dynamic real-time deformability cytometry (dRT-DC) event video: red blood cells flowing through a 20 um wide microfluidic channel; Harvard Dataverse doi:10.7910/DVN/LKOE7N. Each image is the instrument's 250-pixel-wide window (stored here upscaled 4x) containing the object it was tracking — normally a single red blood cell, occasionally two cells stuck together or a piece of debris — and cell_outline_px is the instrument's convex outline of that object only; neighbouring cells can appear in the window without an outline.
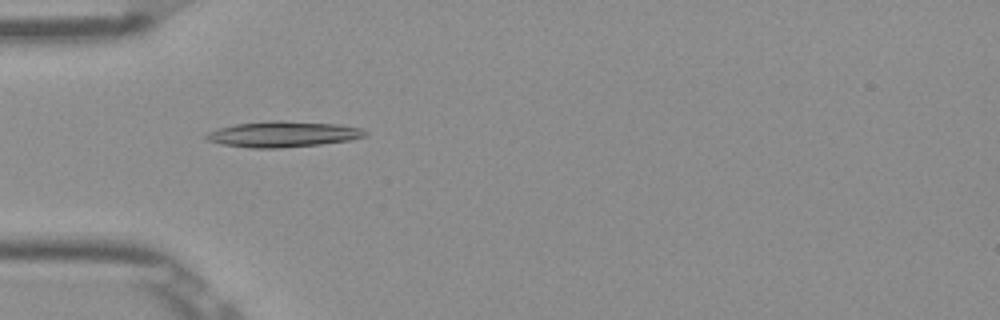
{"species": "Egyptian fruit bat (a non-hibernating species)", "species_latin": "Rousettus aegyptiacus", "temperature_condition": "room temperature", "stored_images_in_passage": 52, "camera_frame_rate_fps": 3000, "um_per_image_px": 0.085, "frame": {"image": 1, "passage_image": 16, "time_ms": 5.0, "image_size_px": [1000, 320], "cell_outline_px": [[368, 136], [352, 140], [320, 144], [280, 148], [248, 148], [220, 144], [208, 140], [204, 136], [208, 132], [216, 128], [236, 124], [272, 120], [280, 120], [336, 124], [360, 128], [368, 132]], "centroid_in_image_um": [24.05, 11.41], "position_along_channel_um": 61.0, "area_um2": 24.04}}
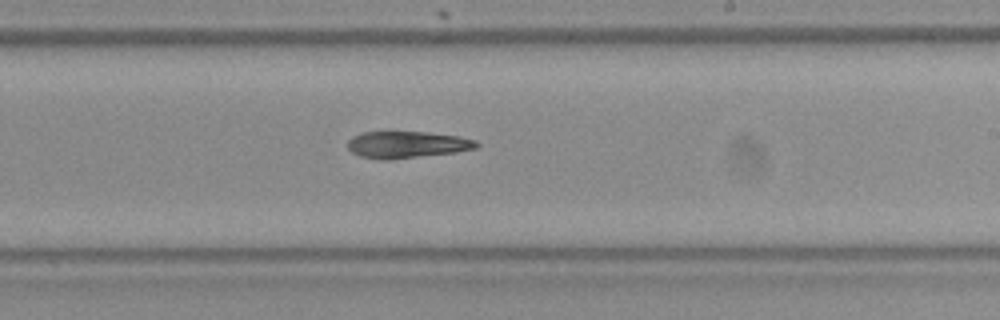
{"frame": {"image": 2, "passage_image": 31, "time_ms": 10.0, "image_size_px": [1000, 320], "cell_outline_px": [[480, 144], [476, 148], [456, 152], [388, 160], [380, 160], [360, 156], [352, 152], [348, 148], [348, 140], [352, 136], [364, 132], [428, 132], [460, 136], [476, 140]], "centroid_in_image_um": [34.6, 12.29], "position_along_channel_um": 254.4, "area_um2": 20.17}}
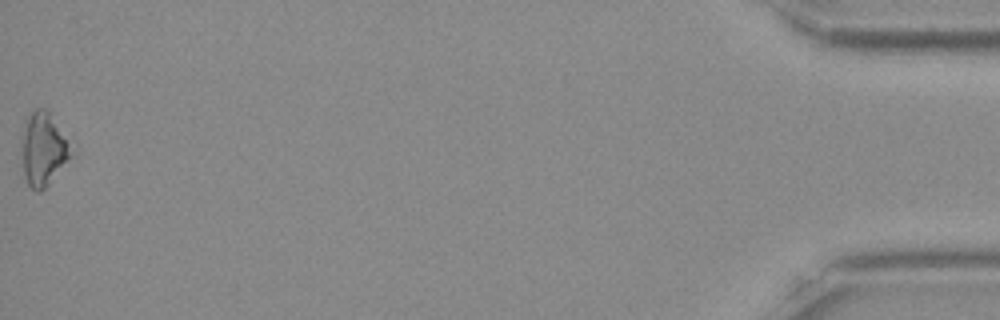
{"frame": {"image": 3, "passage_image": 52, "time_ms": 17.0, "image_size_px": [1000, 320], "cell_outline_px": [[68, 156], [48, 184], [40, 192], [36, 192], [28, 184], [24, 176], [20, 140], [28, 116], [36, 108], [48, 108], [64, 140], [68, 152]], "centroid_in_image_um": [3.55, 12.67], "position_along_channel_um": 431.7, "area_um2": 19.83}, "authors_computed_cell_mechanics": {"area_um2": 21.2126, "velocity_mm_per_s": 3.917, "shape_relaxation_time_tau1_ms": 6.4882, "shape_relaxation_time_tau2_ms": 6.9558, "deformation_change_tau1": 0.1836, "deformation_change_tau2": 0.1722}}